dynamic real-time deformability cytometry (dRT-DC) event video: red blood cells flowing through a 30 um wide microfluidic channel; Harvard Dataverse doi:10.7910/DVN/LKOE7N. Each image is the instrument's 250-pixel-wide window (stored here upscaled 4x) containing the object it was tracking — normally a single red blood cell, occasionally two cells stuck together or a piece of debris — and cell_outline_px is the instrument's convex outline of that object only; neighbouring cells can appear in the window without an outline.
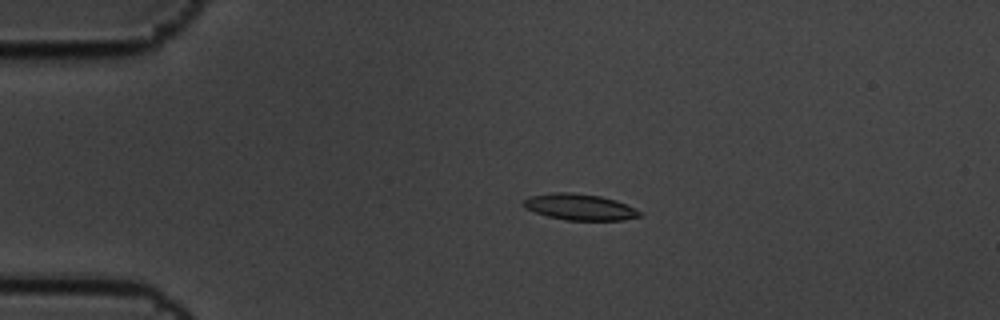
{"species": "common noctule bat (a hibernating species)", "species_latin": "Nyctalus noctula", "temperature_condition": "cold", "stored_images_in_passage": 10, "camera_frame_rate_fps": 3000, "um_per_image_px": 0.085, "animal": {"sex": "male", "body_mass_g": 19.5, "forearm_length_mm": 54.6}, "frame": {"image": 1, "passage_image": 3, "time_ms": 0.667, "image_size_px": [1000, 320], "cell_outline_px": [[644, 216], [624, 220], [564, 220], [548, 216], [524, 208], [524, 200], [528, 196], [556, 192], [572, 192], [600, 196], [616, 200], [636, 208]], "centroid_in_image_um": [49.31, 17.59], "position_along_channel_um": 35.7, "area_um2": 17.8}}
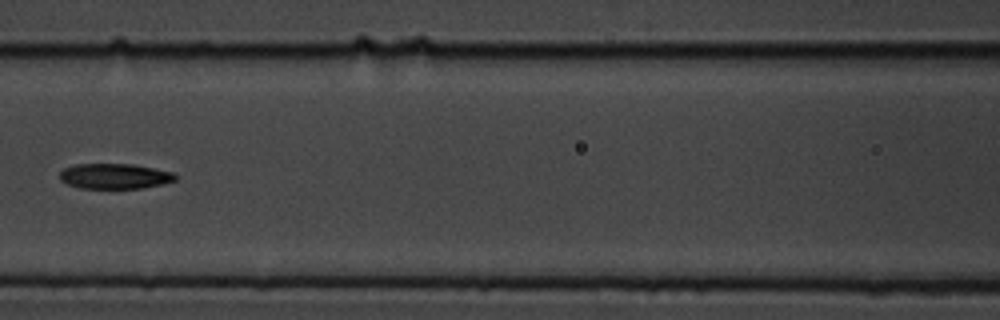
{"frame": {"image": 2, "passage_image": 7, "time_ms": 2.0, "image_size_px": [1000, 320], "cell_outline_px": [[176, 180], [144, 188], [80, 188], [68, 184], [60, 180], [60, 172], [64, 168], [76, 164], [132, 164], [172, 172], [176, 176]], "centroid_in_image_um": [9.72, 14.97], "position_along_channel_um": 156.9, "area_um2": 16.88}}
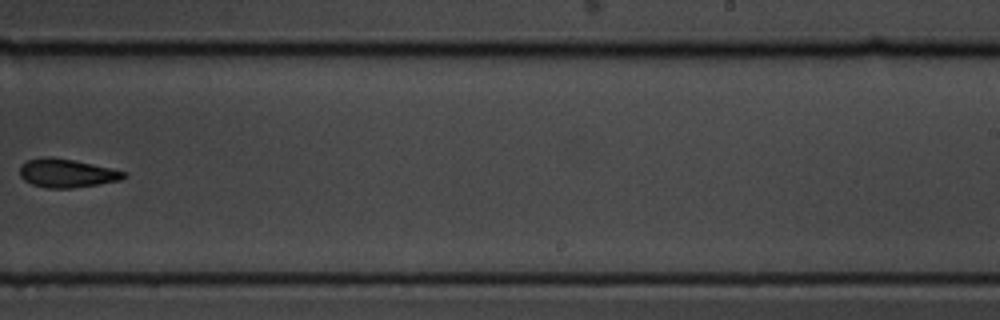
{"frame": {"image": 3, "passage_image": 10, "time_ms": 3.0, "image_size_px": [1000, 320], "cell_outline_px": [[128, 176], [120, 180], [72, 188], [48, 188], [32, 184], [24, 180], [20, 176], [20, 164], [28, 160], [44, 156], [52, 156], [92, 164], [124, 172]], "centroid_in_image_um": [5.61, 14.71], "position_along_channel_um": 283.4, "area_um2": 17.11}}